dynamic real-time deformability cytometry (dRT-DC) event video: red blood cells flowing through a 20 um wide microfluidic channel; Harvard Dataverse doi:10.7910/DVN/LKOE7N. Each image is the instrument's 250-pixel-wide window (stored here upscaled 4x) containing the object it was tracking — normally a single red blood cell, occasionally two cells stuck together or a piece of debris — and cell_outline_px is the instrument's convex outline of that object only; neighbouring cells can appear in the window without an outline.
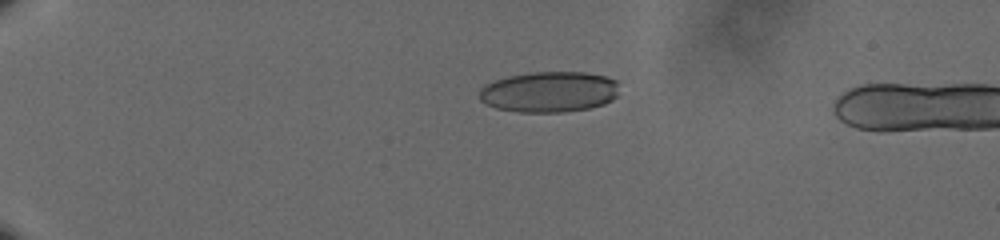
{"species": "human", "species_latin": "Homo sapiens", "temperature_condition": "cold", "stored_images_in_passage": 20, "camera_frame_rate_fps": 3000, "um_per_image_px": 0.085, "donor": {"sex": "male"}, "frame": {"image": 1, "passage_image": 17, "time_ms": 5.333, "image_size_px": [1000, 240], "cell_outline_px": [[616, 96], [612, 100], [604, 104], [588, 108], [564, 112], [520, 112], [496, 108], [480, 100], [480, 88], [484, 84], [508, 76], [532, 72], [584, 72], [604, 76], [616, 80]], "centroid_in_image_um": [46.66, 7.81], "position_along_channel_um": 38.3, "area_um2": 33.06}}